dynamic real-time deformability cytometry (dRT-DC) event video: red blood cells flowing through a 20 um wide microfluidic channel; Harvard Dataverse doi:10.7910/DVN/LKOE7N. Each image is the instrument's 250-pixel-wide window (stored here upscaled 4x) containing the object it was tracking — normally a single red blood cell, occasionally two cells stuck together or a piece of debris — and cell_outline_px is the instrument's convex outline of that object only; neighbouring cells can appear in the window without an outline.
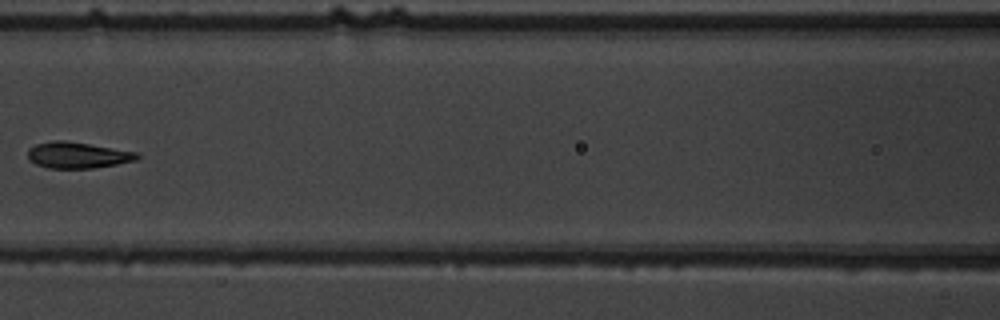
{"species": "common noctule bat (a hibernating species)", "species_latin": "Nyctalus noctula", "temperature_condition": "warm", "stored_images_in_passage": 7, "camera_frame_rate_fps": 3000, "um_per_image_px": 0.085, "animal": {"sex": "male", "body_mass_g": 19.5, "forearm_length_mm": 54.6}, "frame": {"image": 1, "passage_image": 7, "time_ms": 7.0, "image_size_px": [1000, 320], "cell_outline_px": [[140, 156], [136, 160], [116, 164], [92, 168], [48, 168], [36, 164], [28, 160], [28, 148], [36, 144], [52, 140], [64, 140], [136, 152]], "centroid_in_image_um": [6.54, 13.18], "position_along_channel_um": 160.1, "area_um2": 16.53}}